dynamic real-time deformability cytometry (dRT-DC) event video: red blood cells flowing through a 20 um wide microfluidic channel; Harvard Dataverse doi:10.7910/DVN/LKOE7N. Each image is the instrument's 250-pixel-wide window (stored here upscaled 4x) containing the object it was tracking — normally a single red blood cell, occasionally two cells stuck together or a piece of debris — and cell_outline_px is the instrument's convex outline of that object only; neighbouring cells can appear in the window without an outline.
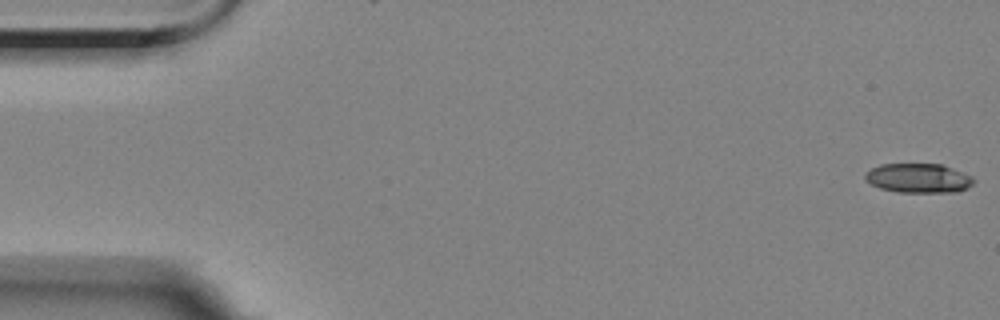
{"species": "Egyptian fruit bat (a non-hibernating species)", "species_latin": "Rousettus aegyptiacus", "temperature_condition": "room temperature", "stored_images_in_passage": 6, "camera_frame_rate_fps": 3000, "um_per_image_px": 0.085, "animal": {"sex": "female"}, "frame": {"image": 1, "passage_image": 1, "time_ms": 0.0, "image_size_px": [1000, 320], "cell_outline_px": [[976, 180], [968, 188], [956, 192], [896, 192], [880, 188], [864, 180], [864, 176], [872, 168], [880, 164], [940, 164], [952, 168], [972, 176]], "centroid_in_image_um": [78.08, 15.15], "position_along_channel_um": 6.9, "area_um2": 18.55}}
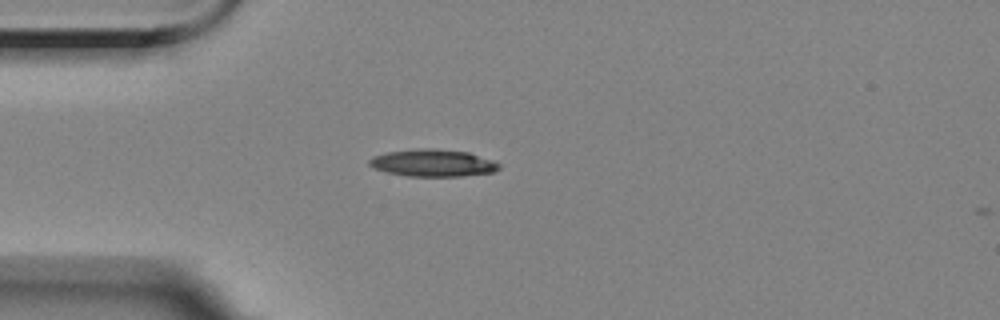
{"frame": {"image": 2, "passage_image": 5, "time_ms": 4.667, "image_size_px": [1000, 320], "cell_outline_px": [[500, 168], [492, 172], [464, 176], [408, 176], [384, 172], [372, 168], [368, 164], [368, 160], [372, 156], [388, 152], [424, 148], [436, 148], [468, 152], [492, 160], [500, 164]], "centroid_in_image_um": [36.76, 13.85], "position_along_channel_um": 48.2, "area_um2": 20.63}}